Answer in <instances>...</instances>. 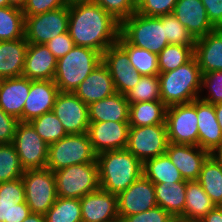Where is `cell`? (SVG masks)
Here are the masks:
<instances>
[{
	"instance_id": "6da1fadb",
	"label": "cell",
	"mask_w": 222,
	"mask_h": 222,
	"mask_svg": "<svg viewBox=\"0 0 222 222\" xmlns=\"http://www.w3.org/2000/svg\"><path fill=\"white\" fill-rule=\"evenodd\" d=\"M68 32L75 46L103 53L118 41L120 22L95 2L69 5Z\"/></svg>"
},
{
	"instance_id": "7a4b0ae2",
	"label": "cell",
	"mask_w": 222,
	"mask_h": 222,
	"mask_svg": "<svg viewBox=\"0 0 222 222\" xmlns=\"http://www.w3.org/2000/svg\"><path fill=\"white\" fill-rule=\"evenodd\" d=\"M100 188L118 195L143 175V163L126 148L97 155Z\"/></svg>"
},
{
	"instance_id": "3957f363",
	"label": "cell",
	"mask_w": 222,
	"mask_h": 222,
	"mask_svg": "<svg viewBox=\"0 0 222 222\" xmlns=\"http://www.w3.org/2000/svg\"><path fill=\"white\" fill-rule=\"evenodd\" d=\"M202 75L195 57L175 70L159 73L161 101L168 107L198 99Z\"/></svg>"
},
{
	"instance_id": "277c9868",
	"label": "cell",
	"mask_w": 222,
	"mask_h": 222,
	"mask_svg": "<svg viewBox=\"0 0 222 222\" xmlns=\"http://www.w3.org/2000/svg\"><path fill=\"white\" fill-rule=\"evenodd\" d=\"M102 62V54L82 46H75L57 59L54 82L61 92H74L76 88Z\"/></svg>"
},
{
	"instance_id": "5b68a950",
	"label": "cell",
	"mask_w": 222,
	"mask_h": 222,
	"mask_svg": "<svg viewBox=\"0 0 222 222\" xmlns=\"http://www.w3.org/2000/svg\"><path fill=\"white\" fill-rule=\"evenodd\" d=\"M120 34L132 45L159 54L169 43L165 15L145 16L135 12L120 23Z\"/></svg>"
},
{
	"instance_id": "8992f818",
	"label": "cell",
	"mask_w": 222,
	"mask_h": 222,
	"mask_svg": "<svg viewBox=\"0 0 222 222\" xmlns=\"http://www.w3.org/2000/svg\"><path fill=\"white\" fill-rule=\"evenodd\" d=\"M88 133L66 135L49 144L47 166L55 172L71 165L97 162Z\"/></svg>"
},
{
	"instance_id": "52a82bcc",
	"label": "cell",
	"mask_w": 222,
	"mask_h": 222,
	"mask_svg": "<svg viewBox=\"0 0 222 222\" xmlns=\"http://www.w3.org/2000/svg\"><path fill=\"white\" fill-rule=\"evenodd\" d=\"M54 176L57 197L80 199L100 188L97 162L71 165Z\"/></svg>"
},
{
	"instance_id": "ba28073f",
	"label": "cell",
	"mask_w": 222,
	"mask_h": 222,
	"mask_svg": "<svg viewBox=\"0 0 222 222\" xmlns=\"http://www.w3.org/2000/svg\"><path fill=\"white\" fill-rule=\"evenodd\" d=\"M25 202L31 213L45 215L57 199L54 172L48 168L27 169L21 177Z\"/></svg>"
},
{
	"instance_id": "9c48e42d",
	"label": "cell",
	"mask_w": 222,
	"mask_h": 222,
	"mask_svg": "<svg viewBox=\"0 0 222 222\" xmlns=\"http://www.w3.org/2000/svg\"><path fill=\"white\" fill-rule=\"evenodd\" d=\"M166 125L169 143L198 145L196 99L189 103L168 106Z\"/></svg>"
},
{
	"instance_id": "30bf717a",
	"label": "cell",
	"mask_w": 222,
	"mask_h": 222,
	"mask_svg": "<svg viewBox=\"0 0 222 222\" xmlns=\"http://www.w3.org/2000/svg\"><path fill=\"white\" fill-rule=\"evenodd\" d=\"M69 5L33 16H25L24 37L28 44H46L68 32Z\"/></svg>"
},
{
	"instance_id": "8fae6325",
	"label": "cell",
	"mask_w": 222,
	"mask_h": 222,
	"mask_svg": "<svg viewBox=\"0 0 222 222\" xmlns=\"http://www.w3.org/2000/svg\"><path fill=\"white\" fill-rule=\"evenodd\" d=\"M12 143L24 170L46 168L49 145L29 122H18Z\"/></svg>"
},
{
	"instance_id": "7c38bea8",
	"label": "cell",
	"mask_w": 222,
	"mask_h": 222,
	"mask_svg": "<svg viewBox=\"0 0 222 222\" xmlns=\"http://www.w3.org/2000/svg\"><path fill=\"white\" fill-rule=\"evenodd\" d=\"M168 143L166 124L130 127L126 149L143 163L165 154Z\"/></svg>"
},
{
	"instance_id": "4fadbf2b",
	"label": "cell",
	"mask_w": 222,
	"mask_h": 222,
	"mask_svg": "<svg viewBox=\"0 0 222 222\" xmlns=\"http://www.w3.org/2000/svg\"><path fill=\"white\" fill-rule=\"evenodd\" d=\"M52 112L60 120L67 135L88 132V106L73 92L60 91Z\"/></svg>"
},
{
	"instance_id": "5bb4252c",
	"label": "cell",
	"mask_w": 222,
	"mask_h": 222,
	"mask_svg": "<svg viewBox=\"0 0 222 222\" xmlns=\"http://www.w3.org/2000/svg\"><path fill=\"white\" fill-rule=\"evenodd\" d=\"M102 63L107 67L117 93L125 95L140 81V75L130 64L128 53L115 43L102 53Z\"/></svg>"
},
{
	"instance_id": "9a60e30c",
	"label": "cell",
	"mask_w": 222,
	"mask_h": 222,
	"mask_svg": "<svg viewBox=\"0 0 222 222\" xmlns=\"http://www.w3.org/2000/svg\"><path fill=\"white\" fill-rule=\"evenodd\" d=\"M118 216L141 213L157 206L154 183L143 175L117 195Z\"/></svg>"
},
{
	"instance_id": "2e32d148",
	"label": "cell",
	"mask_w": 222,
	"mask_h": 222,
	"mask_svg": "<svg viewBox=\"0 0 222 222\" xmlns=\"http://www.w3.org/2000/svg\"><path fill=\"white\" fill-rule=\"evenodd\" d=\"M129 122L89 123L88 135L94 152L125 149L128 144Z\"/></svg>"
},
{
	"instance_id": "e0dca14e",
	"label": "cell",
	"mask_w": 222,
	"mask_h": 222,
	"mask_svg": "<svg viewBox=\"0 0 222 222\" xmlns=\"http://www.w3.org/2000/svg\"><path fill=\"white\" fill-rule=\"evenodd\" d=\"M31 213L21 178L0 183V222H22Z\"/></svg>"
},
{
	"instance_id": "ac0fdd59",
	"label": "cell",
	"mask_w": 222,
	"mask_h": 222,
	"mask_svg": "<svg viewBox=\"0 0 222 222\" xmlns=\"http://www.w3.org/2000/svg\"><path fill=\"white\" fill-rule=\"evenodd\" d=\"M165 153L187 181L198 180L202 166L210 156V152L198 145L172 143H168Z\"/></svg>"
},
{
	"instance_id": "d6986e66",
	"label": "cell",
	"mask_w": 222,
	"mask_h": 222,
	"mask_svg": "<svg viewBox=\"0 0 222 222\" xmlns=\"http://www.w3.org/2000/svg\"><path fill=\"white\" fill-rule=\"evenodd\" d=\"M82 222H108L118 218L117 195L101 188L80 198Z\"/></svg>"
},
{
	"instance_id": "ffe728a7",
	"label": "cell",
	"mask_w": 222,
	"mask_h": 222,
	"mask_svg": "<svg viewBox=\"0 0 222 222\" xmlns=\"http://www.w3.org/2000/svg\"><path fill=\"white\" fill-rule=\"evenodd\" d=\"M59 92L54 80H31L29 96L23 109V122H30L51 112Z\"/></svg>"
},
{
	"instance_id": "44dd1931",
	"label": "cell",
	"mask_w": 222,
	"mask_h": 222,
	"mask_svg": "<svg viewBox=\"0 0 222 222\" xmlns=\"http://www.w3.org/2000/svg\"><path fill=\"white\" fill-rule=\"evenodd\" d=\"M172 14L195 39L216 29L209 21L201 0H178Z\"/></svg>"
},
{
	"instance_id": "7402d4cb",
	"label": "cell",
	"mask_w": 222,
	"mask_h": 222,
	"mask_svg": "<svg viewBox=\"0 0 222 222\" xmlns=\"http://www.w3.org/2000/svg\"><path fill=\"white\" fill-rule=\"evenodd\" d=\"M31 80L26 77L1 79L0 108L23 122L24 104L29 96Z\"/></svg>"
},
{
	"instance_id": "603a6c76",
	"label": "cell",
	"mask_w": 222,
	"mask_h": 222,
	"mask_svg": "<svg viewBox=\"0 0 222 222\" xmlns=\"http://www.w3.org/2000/svg\"><path fill=\"white\" fill-rule=\"evenodd\" d=\"M196 114L198 117V146L212 152L222 146V130L217 121L214 105L198 98L196 99Z\"/></svg>"
},
{
	"instance_id": "cb8c5ba5",
	"label": "cell",
	"mask_w": 222,
	"mask_h": 222,
	"mask_svg": "<svg viewBox=\"0 0 222 222\" xmlns=\"http://www.w3.org/2000/svg\"><path fill=\"white\" fill-rule=\"evenodd\" d=\"M57 58L45 44H28L23 77L30 80H53Z\"/></svg>"
},
{
	"instance_id": "d4e9b609",
	"label": "cell",
	"mask_w": 222,
	"mask_h": 222,
	"mask_svg": "<svg viewBox=\"0 0 222 222\" xmlns=\"http://www.w3.org/2000/svg\"><path fill=\"white\" fill-rule=\"evenodd\" d=\"M87 106L116 93L107 67L101 62L73 92Z\"/></svg>"
},
{
	"instance_id": "484cf974",
	"label": "cell",
	"mask_w": 222,
	"mask_h": 222,
	"mask_svg": "<svg viewBox=\"0 0 222 222\" xmlns=\"http://www.w3.org/2000/svg\"><path fill=\"white\" fill-rule=\"evenodd\" d=\"M194 57L202 74L222 71V28H217L196 39Z\"/></svg>"
},
{
	"instance_id": "4316f807",
	"label": "cell",
	"mask_w": 222,
	"mask_h": 222,
	"mask_svg": "<svg viewBox=\"0 0 222 222\" xmlns=\"http://www.w3.org/2000/svg\"><path fill=\"white\" fill-rule=\"evenodd\" d=\"M89 121L94 122H129L130 103L126 96L115 93L88 105Z\"/></svg>"
},
{
	"instance_id": "83f0119b",
	"label": "cell",
	"mask_w": 222,
	"mask_h": 222,
	"mask_svg": "<svg viewBox=\"0 0 222 222\" xmlns=\"http://www.w3.org/2000/svg\"><path fill=\"white\" fill-rule=\"evenodd\" d=\"M27 48L25 37L0 41V79L23 76Z\"/></svg>"
},
{
	"instance_id": "f1b7e54d",
	"label": "cell",
	"mask_w": 222,
	"mask_h": 222,
	"mask_svg": "<svg viewBox=\"0 0 222 222\" xmlns=\"http://www.w3.org/2000/svg\"><path fill=\"white\" fill-rule=\"evenodd\" d=\"M186 184L187 181L154 183L157 206L167 211L174 219L183 220Z\"/></svg>"
},
{
	"instance_id": "f546056e",
	"label": "cell",
	"mask_w": 222,
	"mask_h": 222,
	"mask_svg": "<svg viewBox=\"0 0 222 222\" xmlns=\"http://www.w3.org/2000/svg\"><path fill=\"white\" fill-rule=\"evenodd\" d=\"M183 220L199 222L216 207L197 180L187 181Z\"/></svg>"
},
{
	"instance_id": "4dcf8cb0",
	"label": "cell",
	"mask_w": 222,
	"mask_h": 222,
	"mask_svg": "<svg viewBox=\"0 0 222 222\" xmlns=\"http://www.w3.org/2000/svg\"><path fill=\"white\" fill-rule=\"evenodd\" d=\"M167 106L162 101L137 102L130 104V127L166 124Z\"/></svg>"
},
{
	"instance_id": "1f68e13d",
	"label": "cell",
	"mask_w": 222,
	"mask_h": 222,
	"mask_svg": "<svg viewBox=\"0 0 222 222\" xmlns=\"http://www.w3.org/2000/svg\"><path fill=\"white\" fill-rule=\"evenodd\" d=\"M142 170L143 176L153 183L187 181L166 153L144 161Z\"/></svg>"
},
{
	"instance_id": "d6a6232c",
	"label": "cell",
	"mask_w": 222,
	"mask_h": 222,
	"mask_svg": "<svg viewBox=\"0 0 222 222\" xmlns=\"http://www.w3.org/2000/svg\"><path fill=\"white\" fill-rule=\"evenodd\" d=\"M117 43L128 53L131 66L142 76L159 74L158 55L130 44L121 34Z\"/></svg>"
},
{
	"instance_id": "836d02e7",
	"label": "cell",
	"mask_w": 222,
	"mask_h": 222,
	"mask_svg": "<svg viewBox=\"0 0 222 222\" xmlns=\"http://www.w3.org/2000/svg\"><path fill=\"white\" fill-rule=\"evenodd\" d=\"M216 206H222V169L210 155L204 162L197 180Z\"/></svg>"
},
{
	"instance_id": "e575fe53",
	"label": "cell",
	"mask_w": 222,
	"mask_h": 222,
	"mask_svg": "<svg viewBox=\"0 0 222 222\" xmlns=\"http://www.w3.org/2000/svg\"><path fill=\"white\" fill-rule=\"evenodd\" d=\"M25 16L22 9L0 7V41L24 38Z\"/></svg>"
},
{
	"instance_id": "d590c367",
	"label": "cell",
	"mask_w": 222,
	"mask_h": 222,
	"mask_svg": "<svg viewBox=\"0 0 222 222\" xmlns=\"http://www.w3.org/2000/svg\"><path fill=\"white\" fill-rule=\"evenodd\" d=\"M45 217L46 222H82L80 199L57 197Z\"/></svg>"
},
{
	"instance_id": "8d00e7d4",
	"label": "cell",
	"mask_w": 222,
	"mask_h": 222,
	"mask_svg": "<svg viewBox=\"0 0 222 222\" xmlns=\"http://www.w3.org/2000/svg\"><path fill=\"white\" fill-rule=\"evenodd\" d=\"M194 57V46L168 44L158 54L159 73L175 70Z\"/></svg>"
},
{
	"instance_id": "74e56055",
	"label": "cell",
	"mask_w": 222,
	"mask_h": 222,
	"mask_svg": "<svg viewBox=\"0 0 222 222\" xmlns=\"http://www.w3.org/2000/svg\"><path fill=\"white\" fill-rule=\"evenodd\" d=\"M36 133L49 145L67 134L57 116L51 111L29 122Z\"/></svg>"
},
{
	"instance_id": "f35d334b",
	"label": "cell",
	"mask_w": 222,
	"mask_h": 222,
	"mask_svg": "<svg viewBox=\"0 0 222 222\" xmlns=\"http://www.w3.org/2000/svg\"><path fill=\"white\" fill-rule=\"evenodd\" d=\"M23 173L13 143H0V183L21 178Z\"/></svg>"
},
{
	"instance_id": "ab89813d",
	"label": "cell",
	"mask_w": 222,
	"mask_h": 222,
	"mask_svg": "<svg viewBox=\"0 0 222 222\" xmlns=\"http://www.w3.org/2000/svg\"><path fill=\"white\" fill-rule=\"evenodd\" d=\"M125 96L130 104L161 101L159 76H142L138 84L127 92Z\"/></svg>"
},
{
	"instance_id": "60d3db41",
	"label": "cell",
	"mask_w": 222,
	"mask_h": 222,
	"mask_svg": "<svg viewBox=\"0 0 222 222\" xmlns=\"http://www.w3.org/2000/svg\"><path fill=\"white\" fill-rule=\"evenodd\" d=\"M165 32L169 44L194 46L196 39L171 13L165 15Z\"/></svg>"
},
{
	"instance_id": "b9f144b4",
	"label": "cell",
	"mask_w": 222,
	"mask_h": 222,
	"mask_svg": "<svg viewBox=\"0 0 222 222\" xmlns=\"http://www.w3.org/2000/svg\"><path fill=\"white\" fill-rule=\"evenodd\" d=\"M120 23L136 12L134 0H94Z\"/></svg>"
},
{
	"instance_id": "7bdbcfd3",
	"label": "cell",
	"mask_w": 222,
	"mask_h": 222,
	"mask_svg": "<svg viewBox=\"0 0 222 222\" xmlns=\"http://www.w3.org/2000/svg\"><path fill=\"white\" fill-rule=\"evenodd\" d=\"M178 0H139L136 12L140 15L159 17L173 13Z\"/></svg>"
},
{
	"instance_id": "ee69618b",
	"label": "cell",
	"mask_w": 222,
	"mask_h": 222,
	"mask_svg": "<svg viewBox=\"0 0 222 222\" xmlns=\"http://www.w3.org/2000/svg\"><path fill=\"white\" fill-rule=\"evenodd\" d=\"M209 89L210 94L199 97L207 103H222V71H211L202 75V86Z\"/></svg>"
},
{
	"instance_id": "f6af8a7d",
	"label": "cell",
	"mask_w": 222,
	"mask_h": 222,
	"mask_svg": "<svg viewBox=\"0 0 222 222\" xmlns=\"http://www.w3.org/2000/svg\"><path fill=\"white\" fill-rule=\"evenodd\" d=\"M68 5L67 0H26L22 12L24 16H33Z\"/></svg>"
},
{
	"instance_id": "bcb514c9",
	"label": "cell",
	"mask_w": 222,
	"mask_h": 222,
	"mask_svg": "<svg viewBox=\"0 0 222 222\" xmlns=\"http://www.w3.org/2000/svg\"><path fill=\"white\" fill-rule=\"evenodd\" d=\"M173 220L174 218L160 206L123 218V222H171Z\"/></svg>"
},
{
	"instance_id": "7dc6e473",
	"label": "cell",
	"mask_w": 222,
	"mask_h": 222,
	"mask_svg": "<svg viewBox=\"0 0 222 222\" xmlns=\"http://www.w3.org/2000/svg\"><path fill=\"white\" fill-rule=\"evenodd\" d=\"M45 45L52 54L59 59L65 56L74 47V42L69 32H66L49 40Z\"/></svg>"
},
{
	"instance_id": "c3c4849f",
	"label": "cell",
	"mask_w": 222,
	"mask_h": 222,
	"mask_svg": "<svg viewBox=\"0 0 222 222\" xmlns=\"http://www.w3.org/2000/svg\"><path fill=\"white\" fill-rule=\"evenodd\" d=\"M19 120L8 115L0 108V143L13 142Z\"/></svg>"
},
{
	"instance_id": "681fc988",
	"label": "cell",
	"mask_w": 222,
	"mask_h": 222,
	"mask_svg": "<svg viewBox=\"0 0 222 222\" xmlns=\"http://www.w3.org/2000/svg\"><path fill=\"white\" fill-rule=\"evenodd\" d=\"M209 21L217 29L222 28V0H201Z\"/></svg>"
},
{
	"instance_id": "f907efd6",
	"label": "cell",
	"mask_w": 222,
	"mask_h": 222,
	"mask_svg": "<svg viewBox=\"0 0 222 222\" xmlns=\"http://www.w3.org/2000/svg\"><path fill=\"white\" fill-rule=\"evenodd\" d=\"M199 222H222V206H216Z\"/></svg>"
},
{
	"instance_id": "816d5d0a",
	"label": "cell",
	"mask_w": 222,
	"mask_h": 222,
	"mask_svg": "<svg viewBox=\"0 0 222 222\" xmlns=\"http://www.w3.org/2000/svg\"><path fill=\"white\" fill-rule=\"evenodd\" d=\"M22 222H46L45 215L30 213Z\"/></svg>"
},
{
	"instance_id": "f5cc1de1",
	"label": "cell",
	"mask_w": 222,
	"mask_h": 222,
	"mask_svg": "<svg viewBox=\"0 0 222 222\" xmlns=\"http://www.w3.org/2000/svg\"><path fill=\"white\" fill-rule=\"evenodd\" d=\"M210 155L215 159L222 169V146L215 148Z\"/></svg>"
},
{
	"instance_id": "db71d44e",
	"label": "cell",
	"mask_w": 222,
	"mask_h": 222,
	"mask_svg": "<svg viewBox=\"0 0 222 222\" xmlns=\"http://www.w3.org/2000/svg\"><path fill=\"white\" fill-rule=\"evenodd\" d=\"M214 109H215L217 121H218L220 128L222 130V103L214 104Z\"/></svg>"
},
{
	"instance_id": "11a10c76",
	"label": "cell",
	"mask_w": 222,
	"mask_h": 222,
	"mask_svg": "<svg viewBox=\"0 0 222 222\" xmlns=\"http://www.w3.org/2000/svg\"><path fill=\"white\" fill-rule=\"evenodd\" d=\"M10 6L17 7L23 9L26 0H8Z\"/></svg>"
},
{
	"instance_id": "9f6ffc18",
	"label": "cell",
	"mask_w": 222,
	"mask_h": 222,
	"mask_svg": "<svg viewBox=\"0 0 222 222\" xmlns=\"http://www.w3.org/2000/svg\"><path fill=\"white\" fill-rule=\"evenodd\" d=\"M68 4L79 3V2H94V0H67Z\"/></svg>"
},
{
	"instance_id": "6f0895ef",
	"label": "cell",
	"mask_w": 222,
	"mask_h": 222,
	"mask_svg": "<svg viewBox=\"0 0 222 222\" xmlns=\"http://www.w3.org/2000/svg\"><path fill=\"white\" fill-rule=\"evenodd\" d=\"M10 6L8 0H0V7Z\"/></svg>"
},
{
	"instance_id": "680465c9",
	"label": "cell",
	"mask_w": 222,
	"mask_h": 222,
	"mask_svg": "<svg viewBox=\"0 0 222 222\" xmlns=\"http://www.w3.org/2000/svg\"><path fill=\"white\" fill-rule=\"evenodd\" d=\"M108 222H123V219H121L120 217L114 219V220H111V221H108Z\"/></svg>"
},
{
	"instance_id": "91938a15",
	"label": "cell",
	"mask_w": 222,
	"mask_h": 222,
	"mask_svg": "<svg viewBox=\"0 0 222 222\" xmlns=\"http://www.w3.org/2000/svg\"><path fill=\"white\" fill-rule=\"evenodd\" d=\"M171 222H187V221H184V220H182V219H174V220L171 221Z\"/></svg>"
}]
</instances>
